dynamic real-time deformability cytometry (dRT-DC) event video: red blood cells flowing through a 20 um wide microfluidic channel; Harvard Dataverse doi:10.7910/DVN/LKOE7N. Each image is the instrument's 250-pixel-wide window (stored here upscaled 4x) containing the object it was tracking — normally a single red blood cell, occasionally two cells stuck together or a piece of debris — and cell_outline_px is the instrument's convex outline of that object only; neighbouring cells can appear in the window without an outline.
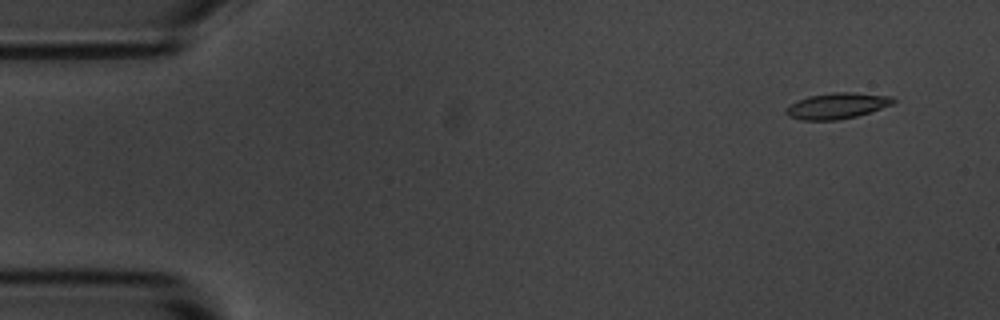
{"species": "common noctule bat (a hibernating species)", "species_latin": "Nyctalus noctula", "temperature_condition": "room temperature", "stored_images_in_passage": 4, "camera_frame_rate_fps": 3000, "um_per_image_px": 0.085, "animal": {"sex": "male", "body_mass_g": 20.1, "forearm_length_mm": 53.5}, "frame": {"image": 1, "passage_image": 1, "time_ms": 0.0, "image_size_px": [1000, 320], "cell_outline_px": [[896, 100], [892, 104], [856, 116], [836, 120], [800, 120], [788, 116], [784, 112], [784, 108], [796, 100], [808, 96], [832, 92], [852, 92], [892, 96]], "centroid_in_image_um": [71.08, 8.98], "position_along_channel_um": 13.9, "area_um2": 16.24}}
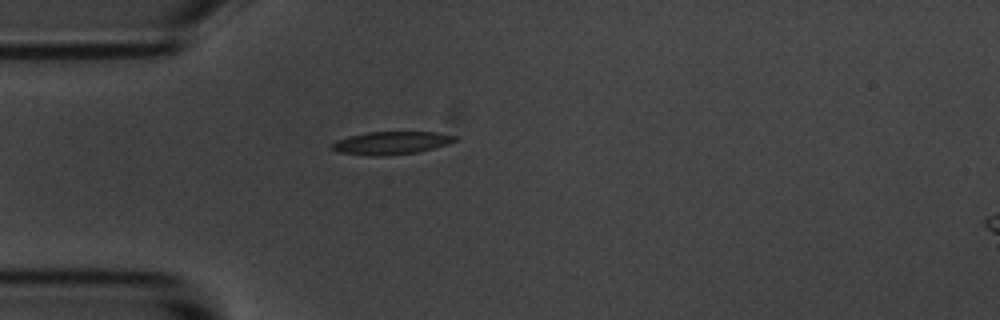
{"frame": {"image": 2, "passage_image": 4, "time_ms": 3.667, "image_size_px": [1000, 320], "cell_outline_px": [[460, 136], [456, 140], [448, 144], [416, 152], [384, 156], [368, 156], [336, 152], [332, 148], [332, 144], [336, 140], [348, 136], [368, 132], [436, 132]], "centroid_in_image_um": [33.24, 12.15], "position_along_channel_um": 51.8, "area_um2": 16.47}}